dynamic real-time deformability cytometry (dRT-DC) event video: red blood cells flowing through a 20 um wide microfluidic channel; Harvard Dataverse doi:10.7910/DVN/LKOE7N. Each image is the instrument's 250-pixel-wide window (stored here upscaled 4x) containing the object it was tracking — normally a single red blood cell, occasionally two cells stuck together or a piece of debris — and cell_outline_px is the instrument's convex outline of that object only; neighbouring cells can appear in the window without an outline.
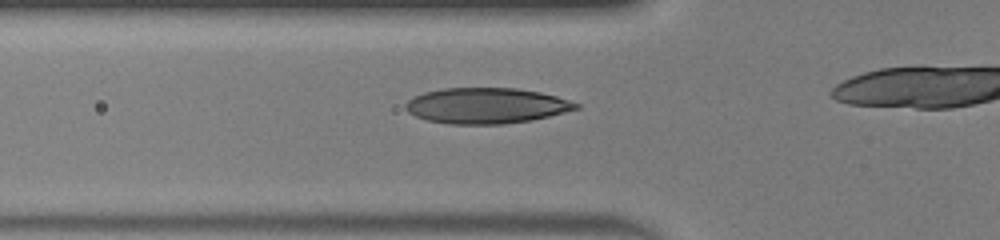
{"species": "human", "species_latin": "Homo sapiens", "temperature_condition": "warm", "stored_images_in_passage": 32, "camera_frame_rate_fps": 3000, "um_per_image_px": 0.085, "donor": {"sex": "male"}, "frame": {"image": 1, "passage_image": 13, "time_ms": 4.0, "image_size_px": [1000, 240], "cell_outline_px": [[580, 108], [532, 120], [504, 124], [448, 124], [428, 120], [416, 116], [408, 112], [404, 108], [404, 104], [412, 96], [424, 92], [444, 88], [516, 88], [540, 92], [556, 96], [580, 104]], "centroid_in_image_um": [41.3, 8.98], "position_along_channel_um": 84.5, "area_um2": 35.49}}
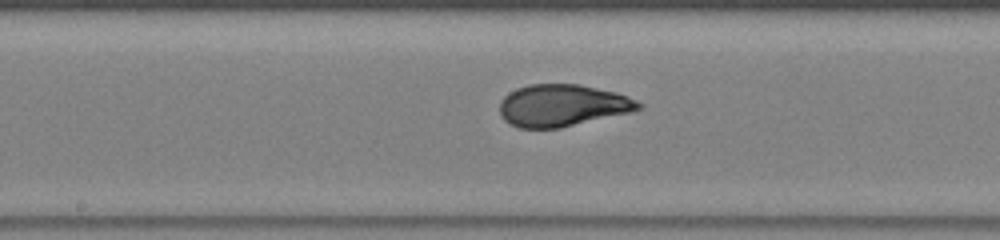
{"frame": {"image": 2, "passage_image": 21, "time_ms": 6.667, "image_size_px": [1000, 240], "cell_outline_px": [[644, 108], [632, 112], [560, 128], [520, 128], [508, 124], [500, 116], [500, 100], [508, 92], [516, 88], [528, 84], [580, 84], [616, 92], [628, 96], [644, 104]], "centroid_in_image_um": [47.81, 8.96], "position_along_channel_um": 200.4, "area_um2": 34.45}}
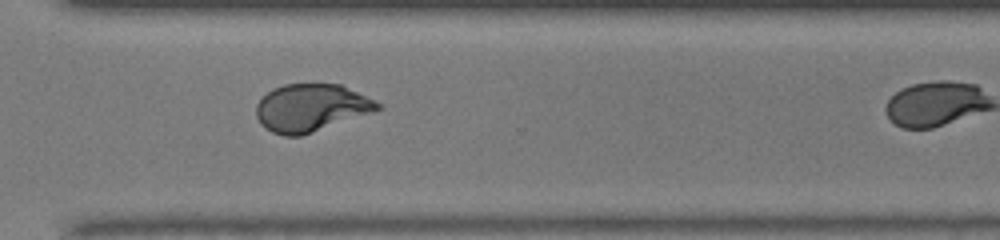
{"frame": {"image": 3, "passage_image": 31, "time_ms": 10.0, "image_size_px": [1000, 240], "cell_outline_px": [[384, 108], [300, 136], [284, 136], [272, 132], [264, 128], [260, 124], [256, 116], [256, 104], [272, 88], [284, 84], [340, 84], [380, 104]], "centroid_in_image_um": [26.38, 9.17], "position_along_channel_um": 344.2, "area_um2": 33.23}}